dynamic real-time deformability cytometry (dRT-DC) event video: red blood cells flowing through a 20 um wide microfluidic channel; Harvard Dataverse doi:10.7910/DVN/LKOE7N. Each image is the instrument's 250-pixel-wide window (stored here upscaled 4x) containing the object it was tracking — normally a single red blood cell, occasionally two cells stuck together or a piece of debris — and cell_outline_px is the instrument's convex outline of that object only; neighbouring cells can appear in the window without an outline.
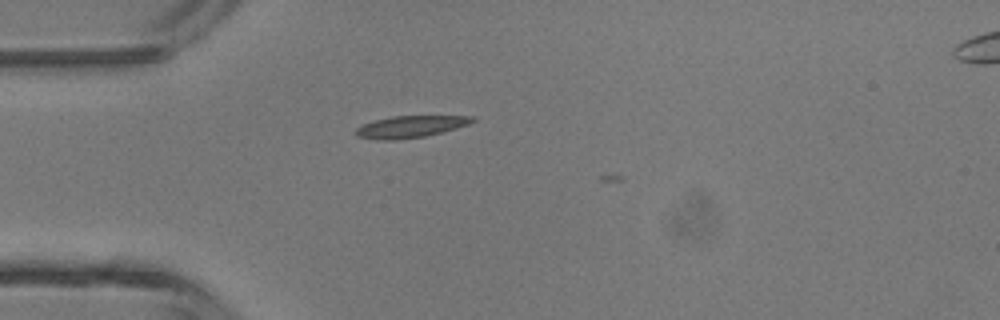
{"species": "common noctule bat (a hibernating species)", "species_latin": "Nyctalus noctula", "temperature_condition": "room temperature", "stored_images_in_passage": 2, "camera_frame_rate_fps": 3000, "um_per_image_px": 0.085, "animal": {"sex": "male", "body_mass_g": 13.3}, "frame": {"image": 1, "passage_image": 1, "time_ms": 0.0, "image_size_px": [1000, 320], "cell_outline_px": [[476, 120], [468, 124], [444, 132], [424, 136], [392, 140], [376, 140], [356, 136], [352, 132], [356, 128], [364, 124], [376, 120], [392, 116], [476, 116]], "centroid_in_image_um": [34.86, 10.77], "position_along_channel_um": 50.1, "area_um2": 14.85}}